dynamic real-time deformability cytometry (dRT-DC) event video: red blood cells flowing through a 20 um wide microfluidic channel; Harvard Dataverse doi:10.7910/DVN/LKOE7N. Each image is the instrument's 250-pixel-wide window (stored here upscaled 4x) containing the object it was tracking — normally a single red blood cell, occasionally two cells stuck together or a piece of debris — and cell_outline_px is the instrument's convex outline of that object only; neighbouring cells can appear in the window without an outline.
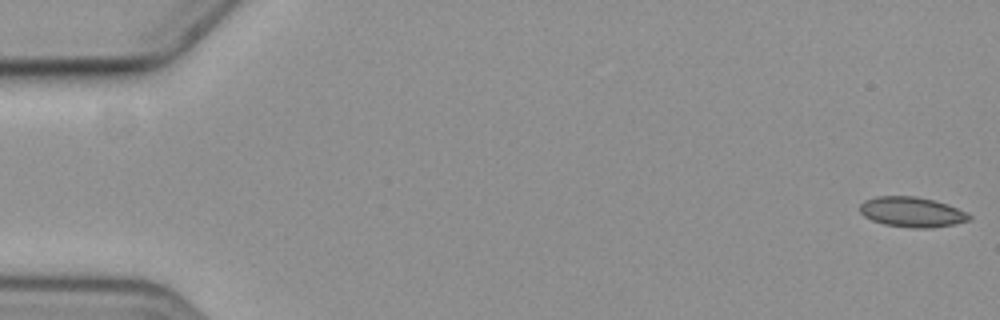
{"species": "common noctule bat (a hibernating species)", "species_latin": "Nyctalus noctula", "temperature_condition": "cold", "stored_images_in_passage": 58, "camera_frame_rate_fps": 3000, "um_per_image_px": 0.085, "animal": {"sex": "female", "body_mass_g": 19.3, "forearm_length_mm": 54.1}, "frame": {"image": 1, "passage_image": 1, "time_ms": 0.0, "image_size_px": [1000, 320], "cell_outline_px": [[972, 216], [968, 220], [952, 224], [928, 228], [912, 228], [884, 224], [872, 220], [864, 216], [860, 212], [860, 204], [864, 200], [876, 196], [916, 196], [948, 204]], "centroid_in_image_um": [77.45, 18.01], "position_along_channel_um": 7.5, "area_um2": 18.96}}
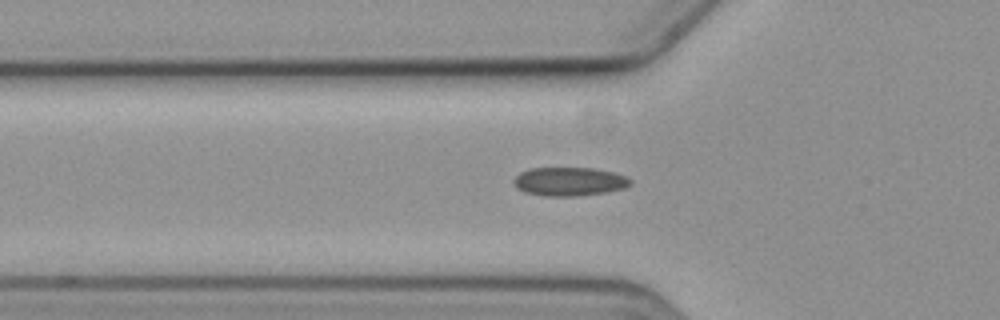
{"frame": {"image": 2, "passage_image": 20, "time_ms": 6.333, "image_size_px": [1000, 320], "cell_outline_px": [[632, 184], [624, 188], [604, 192], [576, 196], [544, 196], [524, 192], [516, 188], [512, 180], [520, 172], [528, 168], [592, 168], [612, 172], [624, 176], [632, 180]], "centroid_in_image_um": [48.34, 15.43], "position_along_channel_um": 77.5, "area_um2": 19.48}}
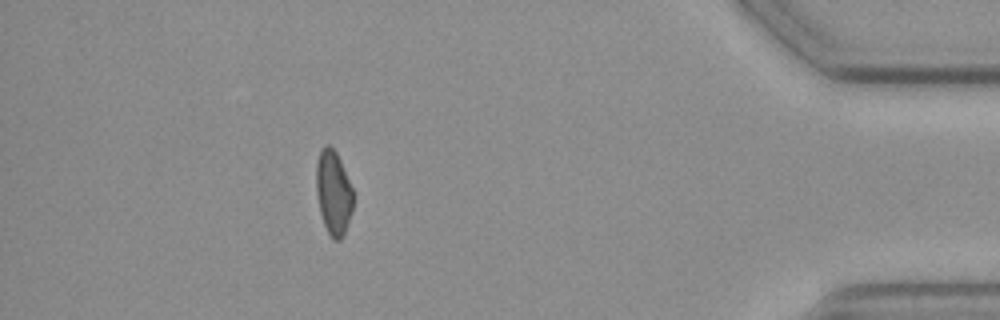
{"frame": {"image": 3, "passage_image": 52, "time_ms": 17.0, "image_size_px": [1000, 320], "cell_outline_px": [[356, 196], [352, 212], [344, 236], [340, 240], [332, 240], [324, 224], [320, 212], [316, 192], [316, 164], [320, 148], [324, 144], [328, 144], [336, 152], [340, 160]], "centroid_in_image_um": [28.36, 16.38], "position_along_channel_um": 406.8, "area_um2": 18.61}, "authors_computed_cell_mechanics": {"area_um2": 18.7272, "velocity_mm_per_s": 3.5809, "shape_relaxation_time_tau1_ms": null, "shape_relaxation_time_tau2_ms": 5.4278, "deformation_change_tau1": null, "deformation_change_tau2": 0.0817}}